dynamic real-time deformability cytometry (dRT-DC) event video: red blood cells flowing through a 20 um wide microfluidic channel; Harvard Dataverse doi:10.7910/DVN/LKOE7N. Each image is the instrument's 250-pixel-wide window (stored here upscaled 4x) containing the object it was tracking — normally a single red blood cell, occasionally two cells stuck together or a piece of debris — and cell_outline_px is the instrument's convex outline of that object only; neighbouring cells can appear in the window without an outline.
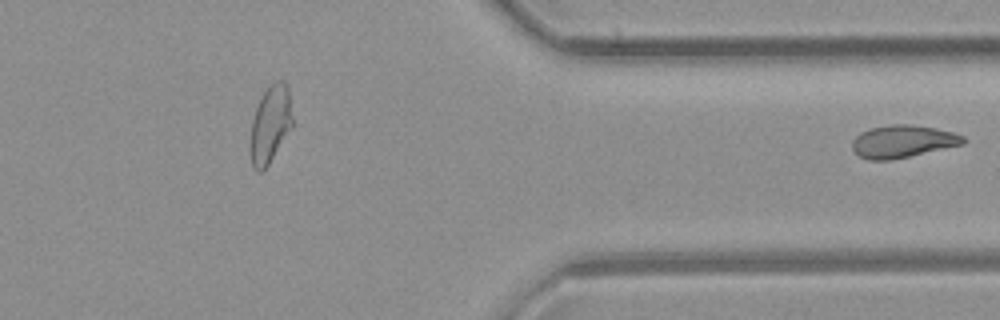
{"species": "common noctule bat (a hibernating species)", "species_latin": "Nyctalus noctula", "temperature_condition": "room temperature", "stored_images_in_passage": 30, "segment_of_instrument_passage": [2, 2], "camera_frame_rate_fps": 3000, "um_per_image_px": 0.085, "animal": {"sex": "female", "body_mass_g": 21.9}, "frame": {"image": 1, "passage_image": 30, "time_ms": 9.667, "image_size_px": [1000, 320], "cell_outline_px": [[964, 144], [892, 160], [868, 160], [860, 156], [852, 148], [852, 140], [860, 132], [872, 128], [892, 124], [908, 124], [936, 128], [952, 132], [964, 136]], "centroid_in_image_um": [76.72, 12.02], "position_along_channel_um": 334.7, "area_um2": 20.92}}